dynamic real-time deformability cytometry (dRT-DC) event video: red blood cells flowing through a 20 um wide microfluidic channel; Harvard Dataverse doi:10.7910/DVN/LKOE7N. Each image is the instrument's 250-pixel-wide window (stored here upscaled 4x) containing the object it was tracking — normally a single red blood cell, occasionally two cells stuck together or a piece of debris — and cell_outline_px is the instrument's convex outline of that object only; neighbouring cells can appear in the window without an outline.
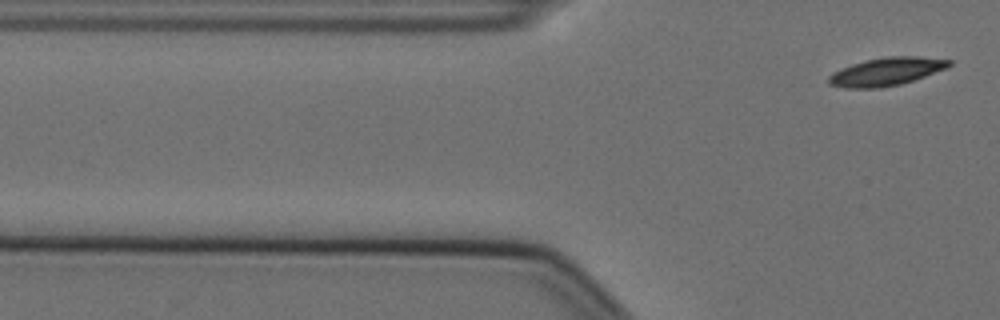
{"species": "Egyptian fruit bat (a non-hibernating species)", "species_latin": "Rousettus aegyptiacus", "temperature_condition": "cold", "stored_images_in_passage": 9, "segment_of_instrument_passage": [2, 2], "camera_frame_rate_fps": 3000, "um_per_image_px": 0.085, "animal": {"sex": "female"}, "frame": {"image": 1, "passage_image": 9, "time_ms": 2.667, "image_size_px": [1000, 320], "cell_outline_px": [[952, 64], [948, 68], [900, 84], [880, 88], [844, 88], [828, 84], [828, 76], [832, 72], [852, 64], [868, 60], [888, 56], [920, 56], [952, 60]], "centroid_in_image_um": [75.34, 6.08], "position_along_channel_um": 50.5, "area_um2": 19.65}}